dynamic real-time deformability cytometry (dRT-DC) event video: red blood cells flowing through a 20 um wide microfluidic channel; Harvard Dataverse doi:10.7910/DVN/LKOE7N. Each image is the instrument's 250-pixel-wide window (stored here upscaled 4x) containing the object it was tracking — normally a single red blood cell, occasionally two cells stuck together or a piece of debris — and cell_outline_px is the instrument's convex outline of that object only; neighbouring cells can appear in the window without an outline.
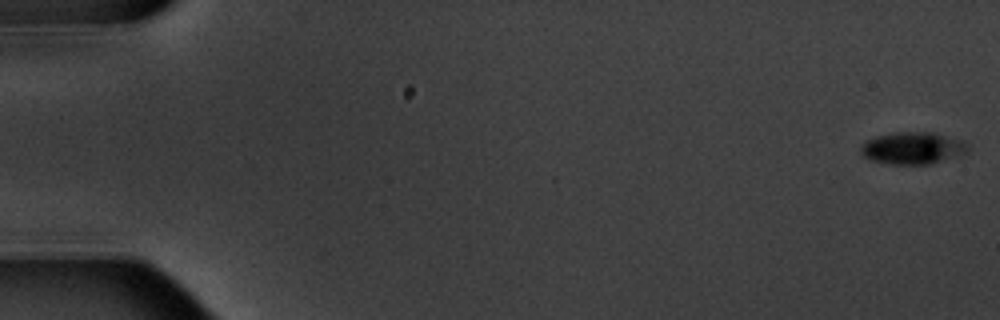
{"species": "common noctule bat (a hibernating species)", "species_latin": "Nyctalus noctula", "temperature_condition": "warm", "stored_images_in_passage": 5, "camera_frame_rate_fps": 3000, "um_per_image_px": 0.085, "animal": {"sex": "male", "body_mass_g": 20.1, "forearm_length_mm": 53.5}, "frame": {"image": 1, "passage_image": 1, "time_ms": 0.0, "image_size_px": [1000, 320], "cell_outline_px": [[968, 152], [932, 164], [892, 164], [872, 160], [864, 156], [860, 152], [860, 148], [864, 140], [876, 136], [896, 132], [932, 132], [964, 140], [968, 144]], "centroid_in_image_um": [77.58, 12.58], "position_along_channel_um": 7.4, "area_um2": 20.11}}
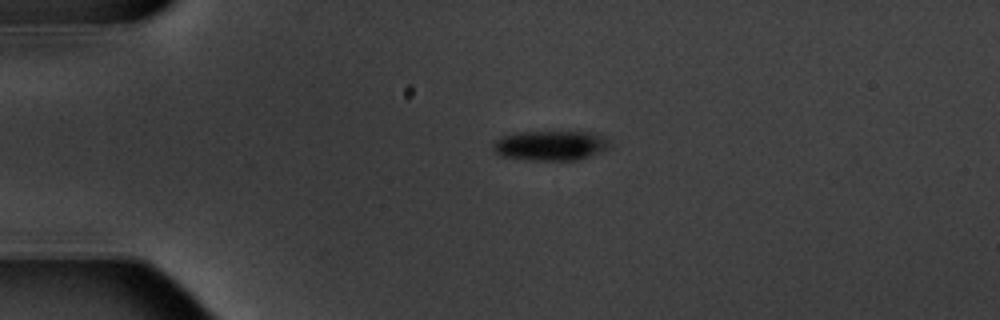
{"frame": {"image": 2, "passage_image": 4, "time_ms": 4.333, "image_size_px": [1000, 320], "cell_outline_px": [[612, 144], [608, 148], [588, 156], [576, 160], [528, 160], [500, 156], [492, 148], [492, 144], [496, 140], [504, 136], [516, 132], [592, 132], [608, 140]], "centroid_in_image_um": [46.76, 12.37], "position_along_channel_um": 38.2, "area_um2": 20.11}}